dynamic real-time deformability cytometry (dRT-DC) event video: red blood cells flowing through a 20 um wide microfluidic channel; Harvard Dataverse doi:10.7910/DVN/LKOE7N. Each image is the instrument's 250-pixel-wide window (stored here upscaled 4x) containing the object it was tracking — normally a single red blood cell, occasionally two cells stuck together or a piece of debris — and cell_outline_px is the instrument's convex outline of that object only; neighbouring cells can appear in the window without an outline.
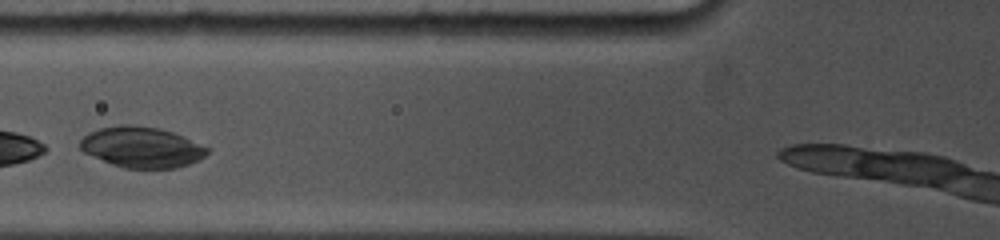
{"species": "common noctule bat (a hibernating species)", "species_latin": "Nyctalus noctula", "temperature_condition": "cold", "stored_images_in_passage": 20, "camera_frame_rate_fps": 5000, "um_per_image_px": 0.085, "animal": {"sex": "female", "body_mass_g": 19.0, "forearm_length_mm": 53.3}, "frame": {"image": 1, "passage_image": 4, "time_ms": 1.0, "image_size_px": [1000, 240], "cell_outline_px": [[212, 148], [204, 156], [188, 164], [176, 168], [124, 168], [112, 164], [84, 152], [80, 148], [80, 140], [88, 132], [100, 128], [120, 124], [136, 124], [156, 128], [172, 132], [184, 136]], "centroid_in_image_um": [12.06, 12.5], "position_along_channel_um": 113.7, "area_um2": 30.23}}